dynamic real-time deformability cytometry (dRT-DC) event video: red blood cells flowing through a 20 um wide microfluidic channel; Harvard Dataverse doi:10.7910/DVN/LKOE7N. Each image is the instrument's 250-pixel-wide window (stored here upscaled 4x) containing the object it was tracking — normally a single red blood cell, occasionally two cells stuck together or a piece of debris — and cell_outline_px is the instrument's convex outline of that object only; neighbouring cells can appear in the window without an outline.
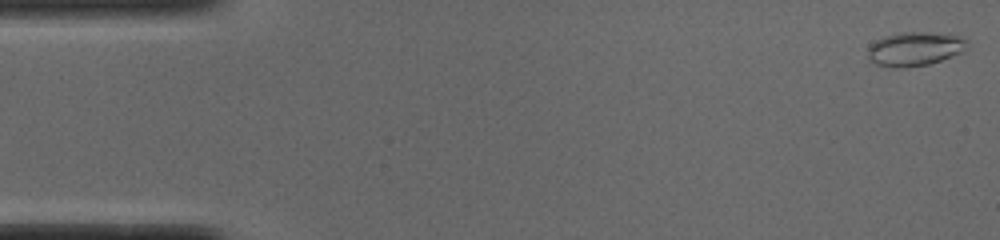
{"species": "common noctule bat (a hibernating species)", "species_latin": "Nyctalus noctula", "temperature_condition": "cold", "stored_images_in_passage": 51, "camera_frame_rate_fps": 3000, "um_per_image_px": 0.085, "animal": {"sex": "male", "body_mass_g": 19.0, "forearm_length_mm": 50.8}, "frame": {"image": 1, "passage_image": 1, "time_ms": 0.0, "image_size_px": [1000, 240], "cell_outline_px": [[968, 44], [964, 52], [928, 64], [908, 68], [888, 68], [876, 64], [868, 60], [868, 48], [876, 40], [884, 36], [900, 32], [932, 32], [956, 36], [968, 40]], "centroid_in_image_um": [77.73, 4.17], "position_along_channel_um": 7.3, "area_um2": 19.88}}
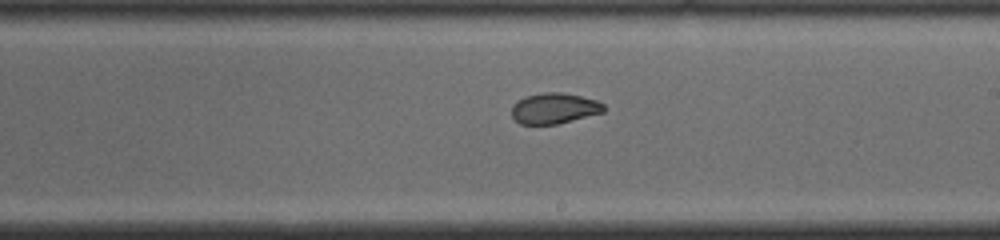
{"frame": {"image": 2, "passage_image": 29, "time_ms": 9.333, "image_size_px": [1000, 240], "cell_outline_px": [[604, 112], [556, 124], [520, 124], [512, 116], [512, 104], [524, 96], [544, 92], [560, 92], [580, 96], [596, 100], [604, 104]], "centroid_in_image_um": [47.09, 9.2], "position_along_channel_um": 241.9, "area_um2": 16.42}}
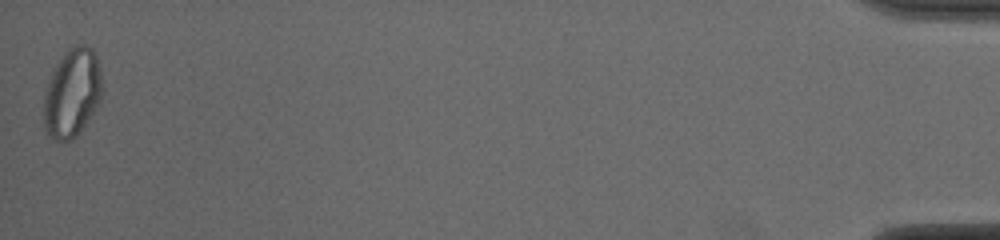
{"frame": {"image": 3, "passage_image": 51, "time_ms": 16.667, "image_size_px": [1000, 240], "cell_outline_px": [[104, 92], [100, 100], [76, 136], [72, 140], [56, 140], [44, 128], [44, 92], [52, 68], [68, 48], [72, 44], [84, 44], [92, 48], [96, 56], [100, 68]], "centroid_in_image_um": [6.13, 7.83], "position_along_channel_um": 429.1, "area_um2": 30.29}, "authors_computed_cell_mechanics": {"area_um2": 18.0336, "velocity_mm_per_s": 3.8949, "shape_relaxation_time_tau1_ms": 8.4677, "shape_relaxation_time_tau2_ms": 1.6829, "deformation_change_tau1": 0.2077, "deformation_change_tau2": 0.0592}}